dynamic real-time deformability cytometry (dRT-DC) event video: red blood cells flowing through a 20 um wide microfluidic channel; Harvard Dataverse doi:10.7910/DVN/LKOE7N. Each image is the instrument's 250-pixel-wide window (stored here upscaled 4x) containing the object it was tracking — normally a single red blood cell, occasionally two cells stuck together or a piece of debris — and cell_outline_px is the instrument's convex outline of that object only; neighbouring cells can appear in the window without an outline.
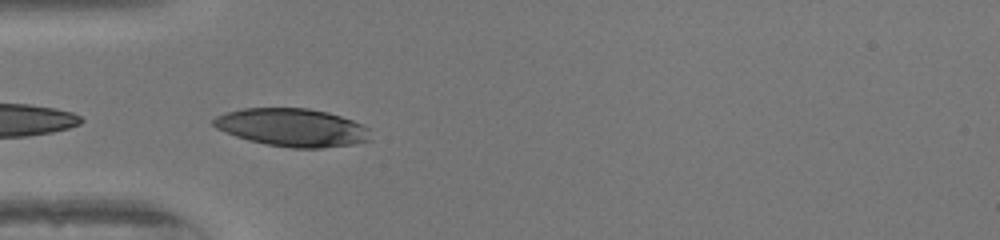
{"species": "human", "species_latin": "Homo sapiens", "temperature_condition": "warm", "stored_images_in_passage": 23, "camera_frame_rate_fps": 3000, "um_per_image_px": 0.085, "donor": {"sex": "female"}, "frame": {"image": 1, "passage_image": 1, "time_ms": 0.0, "image_size_px": [1000, 240], "cell_outline_px": [[372, 140], [356, 144], [320, 148], [292, 148], [268, 144], [248, 140], [236, 136], [216, 128], [212, 124], [212, 120], [216, 116], [224, 112], [244, 108], [308, 108], [328, 112], [352, 120], [368, 128]], "centroid_in_image_um": [24.84, 10.83], "position_along_channel_um": 60.2, "area_um2": 34.8}}
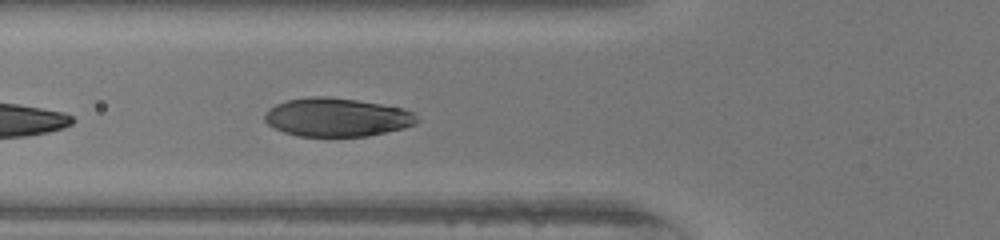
{"frame": {"image": 2, "passage_image": 4, "time_ms": 1.0, "image_size_px": [1000, 240], "cell_outline_px": [[420, 120], [416, 124], [404, 128], [368, 136], [300, 136], [284, 132], [268, 124], [264, 120], [264, 116], [268, 108], [276, 104], [288, 100], [308, 96], [328, 96], [356, 100], [404, 108], [412, 112]], "centroid_in_image_um": [28.64, 9.96], "position_along_channel_um": 97.2, "area_um2": 34.22}}